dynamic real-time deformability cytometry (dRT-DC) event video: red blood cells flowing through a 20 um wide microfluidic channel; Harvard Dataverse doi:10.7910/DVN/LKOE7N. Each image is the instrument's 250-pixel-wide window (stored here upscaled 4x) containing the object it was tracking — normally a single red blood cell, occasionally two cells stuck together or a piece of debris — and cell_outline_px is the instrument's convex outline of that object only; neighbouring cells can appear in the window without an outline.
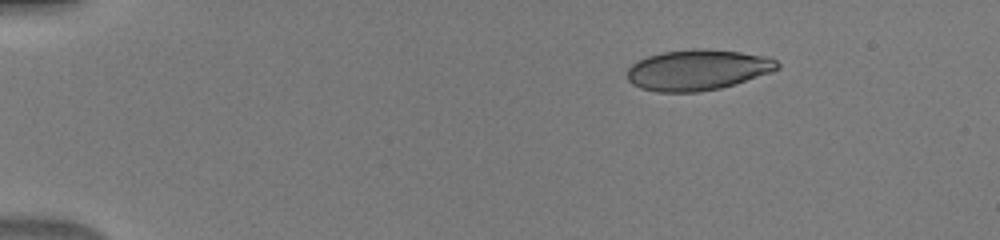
{"species": "human", "species_latin": "Homo sapiens", "temperature_condition": "warm", "stored_images_in_passage": 43, "camera_frame_rate_fps": 3000, "um_per_image_px": 0.085, "donor": {"sex": "male"}, "frame": {"image": 1, "passage_image": 1, "time_ms": 0.0, "image_size_px": [1000, 240], "cell_outline_px": [[780, 68], [772, 72], [736, 84], [720, 88], [696, 92], [656, 92], [640, 88], [632, 84], [628, 80], [628, 68], [632, 64], [648, 56], [664, 52], [692, 48], [708, 48], [772, 56], [780, 64]], "centroid_in_image_um": [59.35, 5.93], "position_along_channel_um": 25.6, "area_um2": 35.95}}
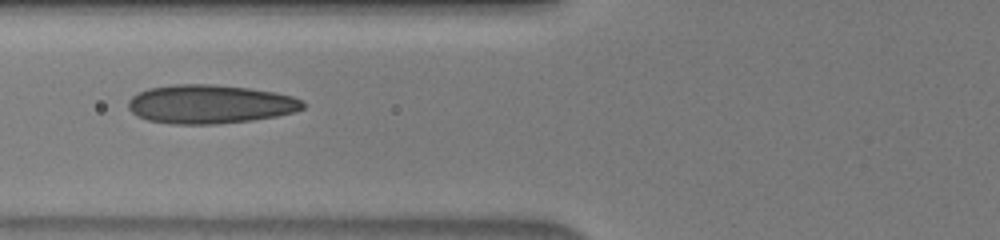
{"frame": {"image": 2, "passage_image": 14, "time_ms": 4.333, "image_size_px": [1000, 240], "cell_outline_px": [[304, 108], [296, 112], [276, 116], [252, 120], [216, 124], [172, 124], [148, 120], [136, 116], [128, 108], [128, 100], [132, 96], [148, 88], [176, 84], [212, 84], [248, 88], [276, 92], [292, 96], [300, 100], [304, 104]], "centroid_in_image_um": [17.84, 8.85], "position_along_channel_um": 108.0, "area_um2": 39.54}}
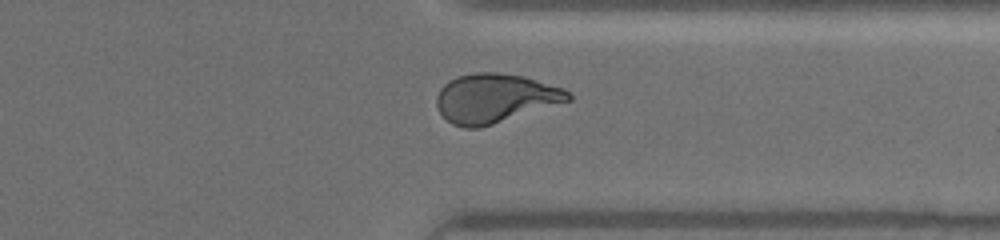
{"frame": {"image": 3, "passage_image": 33, "time_ms": 10.667, "image_size_px": [1000, 240], "cell_outline_px": [[572, 100], [480, 128], [464, 128], [452, 124], [440, 112], [436, 104], [436, 96], [440, 88], [448, 80], [456, 76], [476, 72], [496, 72], [524, 76], [564, 88], [572, 96]], "centroid_in_image_um": [42.06, 8.34], "position_along_channel_um": 369.3, "area_um2": 37.74}}